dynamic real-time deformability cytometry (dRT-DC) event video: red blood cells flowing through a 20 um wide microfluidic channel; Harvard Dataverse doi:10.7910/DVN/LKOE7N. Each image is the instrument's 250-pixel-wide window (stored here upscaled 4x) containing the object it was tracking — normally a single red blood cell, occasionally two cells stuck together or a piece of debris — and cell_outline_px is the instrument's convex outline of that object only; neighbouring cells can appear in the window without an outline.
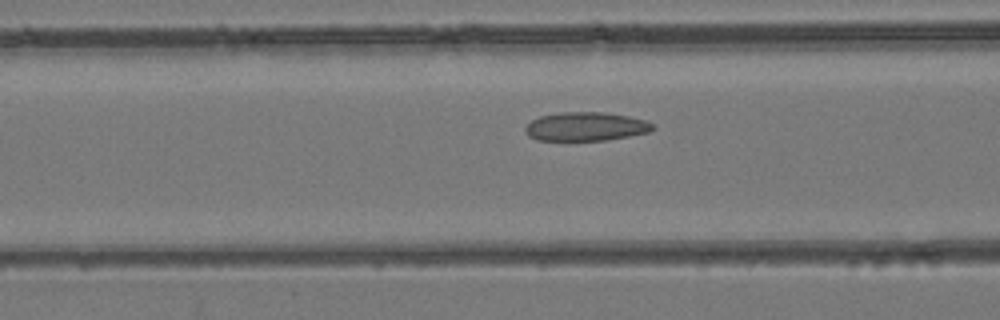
{"species": "common noctule bat (a hibernating species)", "species_latin": "Nyctalus noctula", "temperature_condition": "room temperature", "stored_images_in_passage": 47, "camera_frame_rate_fps": 3000, "um_per_image_px": 0.085, "animal": {"sex": "female", "body_mass_g": 24.6, "forearm_length_mm": 56.2}, "frame": {"image": 1, "passage_image": 17, "time_ms": 5.333, "image_size_px": [1000, 320], "cell_outline_px": [[656, 128], [648, 132], [628, 136], [604, 140], [536, 140], [528, 136], [524, 132], [524, 128], [532, 120], [540, 116], [556, 112], [604, 112], [628, 116], [648, 120]], "centroid_in_image_um": [49.77, 10.75], "position_along_channel_um": 116.8, "area_um2": 21.44}}
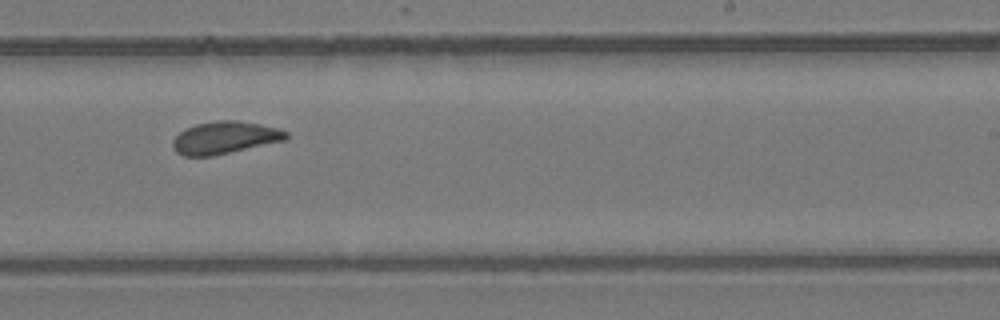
{"frame": {"image": 2, "passage_image": 28, "time_ms": 9.0, "image_size_px": [1000, 320], "cell_outline_px": [[288, 136], [284, 140], [212, 156], [184, 156], [176, 152], [172, 148], [172, 140], [184, 128], [196, 124], [216, 120], [236, 120], [260, 124], [280, 128], [288, 132]], "centroid_in_image_um": [19.07, 11.69], "position_along_channel_um": 269.9, "area_um2": 21.39}}
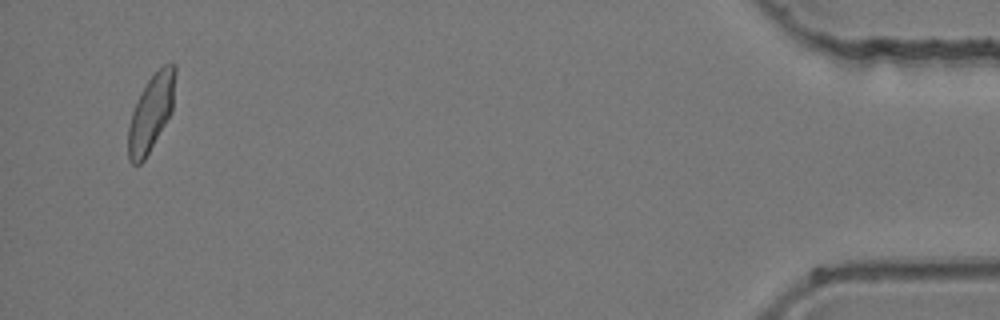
{"frame": {"image": 3, "passage_image": 45, "time_ms": 14.667, "image_size_px": [1000, 320], "cell_outline_px": [[176, 72], [172, 112], [144, 160], [140, 164], [132, 164], [128, 160], [128, 128], [132, 112], [148, 80], [164, 64], [172, 60], [176, 64]], "centroid_in_image_um": [12.86, 9.57], "position_along_channel_um": 422.3, "area_um2": 20.75}}